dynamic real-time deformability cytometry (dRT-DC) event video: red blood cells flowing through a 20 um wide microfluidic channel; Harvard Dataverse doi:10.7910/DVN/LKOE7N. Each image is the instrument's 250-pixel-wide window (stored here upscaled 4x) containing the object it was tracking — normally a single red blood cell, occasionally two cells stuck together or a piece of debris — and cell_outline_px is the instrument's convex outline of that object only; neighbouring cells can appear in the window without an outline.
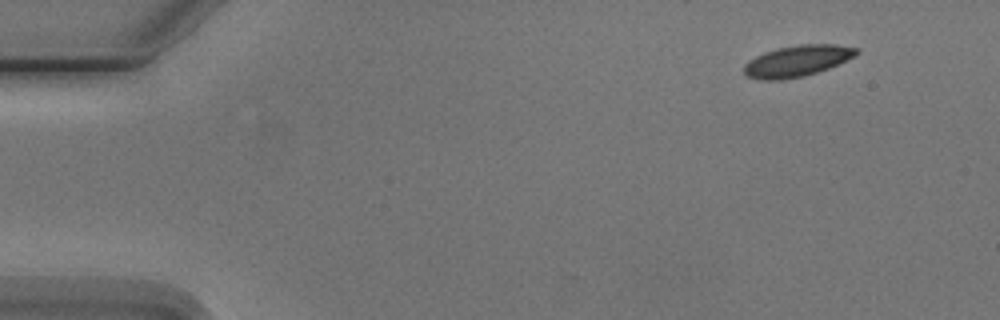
{"species": "Egyptian fruit bat (a non-hibernating species)", "species_latin": "Rousettus aegyptiacus", "temperature_condition": "cold", "stored_images_in_passage": 4, "camera_frame_rate_fps": 3000, "um_per_image_px": 0.085, "animal": {"sex": "male"}, "frame": {"image": 1, "passage_image": 1, "time_ms": 0.0, "image_size_px": [1000, 320], "cell_outline_px": [[860, 52], [856, 56], [828, 68], [804, 76], [780, 80], [760, 80], [748, 76], [744, 72], [744, 64], [748, 60], [764, 52], [776, 48], [800, 44], [836, 44], [860, 48]], "centroid_in_image_um": [67.78, 5.17], "position_along_channel_um": 17.2, "area_um2": 20.58}}